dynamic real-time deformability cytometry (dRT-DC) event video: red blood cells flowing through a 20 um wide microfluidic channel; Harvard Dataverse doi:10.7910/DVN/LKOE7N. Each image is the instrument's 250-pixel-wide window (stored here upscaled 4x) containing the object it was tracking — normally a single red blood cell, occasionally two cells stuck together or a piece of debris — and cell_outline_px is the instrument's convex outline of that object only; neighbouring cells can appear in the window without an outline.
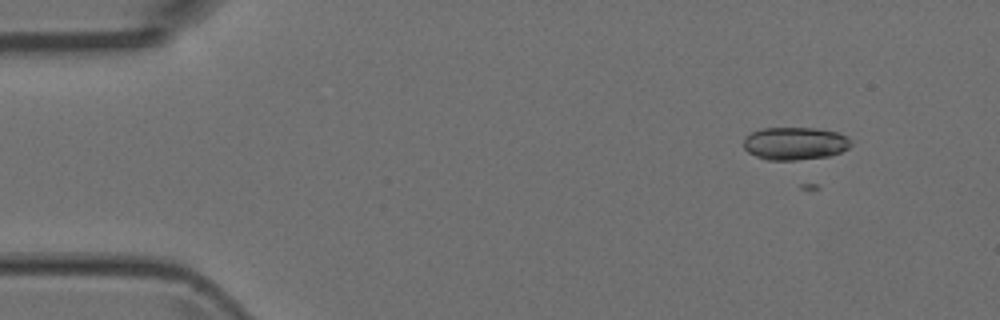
{"species": "Egyptian fruit bat (a non-hibernating species)", "species_latin": "Rousettus aegyptiacus", "temperature_condition": "room temperature", "stored_images_in_passage": 4, "camera_frame_rate_fps": 3000, "um_per_image_px": 0.085, "animal": {"sex": "female"}, "frame": {"image": 1, "passage_image": 2, "time_ms": 0.333, "image_size_px": [1000, 320], "cell_outline_px": [[852, 144], [848, 148], [832, 156], [796, 160], [768, 160], [756, 156], [748, 152], [744, 148], [744, 140], [752, 132], [760, 128], [816, 128], [836, 132], [848, 136], [852, 140]], "centroid_in_image_um": [67.61, 12.19], "position_along_channel_um": 17.4, "area_um2": 20.63}}